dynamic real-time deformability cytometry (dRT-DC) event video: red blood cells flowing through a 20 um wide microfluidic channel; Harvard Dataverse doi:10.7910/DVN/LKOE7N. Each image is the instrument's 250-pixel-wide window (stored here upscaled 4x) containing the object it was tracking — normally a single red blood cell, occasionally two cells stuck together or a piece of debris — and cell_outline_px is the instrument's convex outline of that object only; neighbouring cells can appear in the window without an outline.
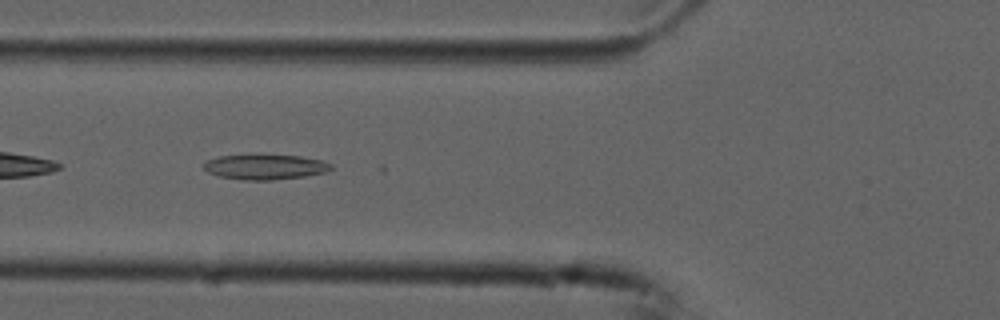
{"species": "common noctule bat (a hibernating species)", "species_latin": "Nyctalus noctula", "temperature_condition": "cold", "stored_images_in_passage": 12, "camera_frame_rate_fps": 3000, "um_per_image_px": 0.085, "animal": {"sex": "male", "forearm_length_mm": 52.5}, "frame": {"image": 1, "passage_image": 5, "time_ms": 1.333, "image_size_px": [1000, 320], "cell_outline_px": [[332, 168], [328, 172], [304, 176], [272, 180], [244, 180], [220, 176], [208, 172], [204, 168], [204, 164], [208, 160], [220, 156], [260, 152], [300, 156], [320, 160], [332, 164]], "centroid_in_image_um": [22.55, 14.14], "position_along_channel_um": 103.3, "area_um2": 19.25}}